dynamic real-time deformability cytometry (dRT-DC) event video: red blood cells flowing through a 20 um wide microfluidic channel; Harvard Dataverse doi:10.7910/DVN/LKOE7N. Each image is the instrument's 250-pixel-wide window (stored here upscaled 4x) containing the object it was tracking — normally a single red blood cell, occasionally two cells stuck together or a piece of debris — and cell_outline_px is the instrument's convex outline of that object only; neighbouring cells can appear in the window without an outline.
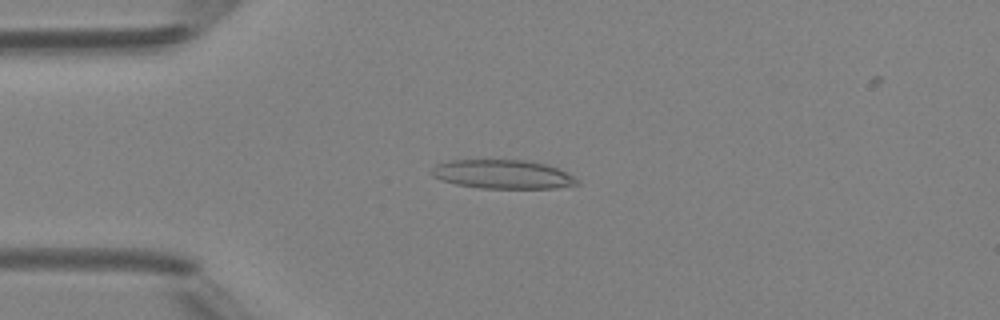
{"species": "Egyptian fruit bat (a non-hibernating species)", "species_latin": "Rousettus aegyptiacus", "temperature_condition": "room temperature", "stored_images_in_passage": 4, "camera_frame_rate_fps": 3000, "um_per_image_px": 0.085, "animal": {"sex": "female"}, "frame": {"image": 1, "passage_image": 3, "time_ms": 2.333, "image_size_px": [1000, 320], "cell_outline_px": [[580, 184], [556, 188], [480, 188], [456, 184], [440, 180], [432, 176], [428, 172], [436, 164], [452, 160], [524, 160], [548, 164], [580, 180]], "centroid_in_image_um": [42.7, 14.81], "position_along_channel_um": 42.3, "area_um2": 24.57}}